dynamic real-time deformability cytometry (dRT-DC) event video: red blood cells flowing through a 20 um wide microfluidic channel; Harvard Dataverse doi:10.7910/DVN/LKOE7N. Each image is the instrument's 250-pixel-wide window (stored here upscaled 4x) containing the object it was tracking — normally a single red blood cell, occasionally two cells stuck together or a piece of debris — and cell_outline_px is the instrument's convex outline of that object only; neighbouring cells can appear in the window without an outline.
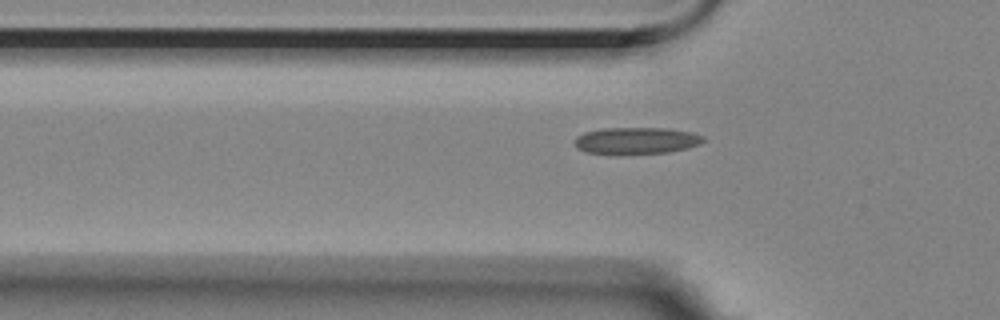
{"species": "Egyptian fruit bat (a non-hibernating species)", "species_latin": "Rousettus aegyptiacus", "temperature_condition": "room temperature", "stored_images_in_passage": 14, "camera_frame_rate_fps": 3000, "um_per_image_px": 0.085, "animal": {"sex": "female"}, "frame": {"image": 1, "passage_image": 4, "time_ms": 1.0, "image_size_px": [1000, 320], "cell_outline_px": [[704, 140], [700, 144], [688, 148], [668, 152], [588, 152], [576, 148], [576, 136], [584, 132], [600, 128], [668, 128], [692, 132], [704, 136]], "centroid_in_image_um": [54.13, 11.91], "position_along_channel_um": 71.7, "area_um2": 19.48}}
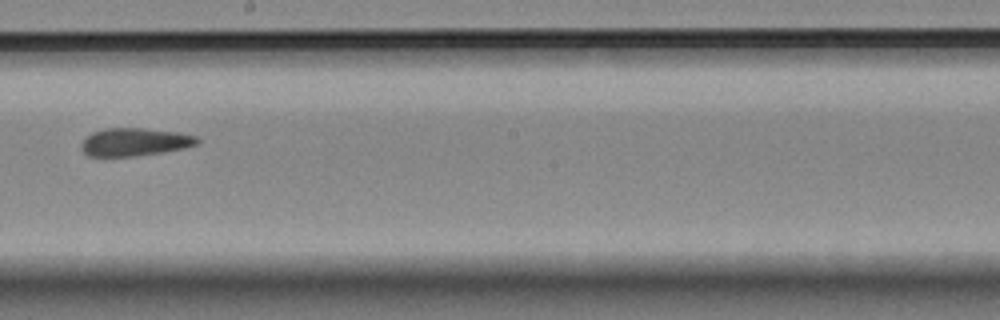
{"frame": {"image": 2, "passage_image": 8, "time_ms": 2.333, "image_size_px": [1000, 320], "cell_outline_px": [[200, 144], [184, 148], [160, 152], [132, 156], [88, 156], [80, 148], [80, 144], [92, 132], [104, 128], [144, 128], [180, 132], [196, 136], [200, 140]], "centroid_in_image_um": [11.47, 12.06], "position_along_channel_um": 236.7, "area_um2": 18.9}}
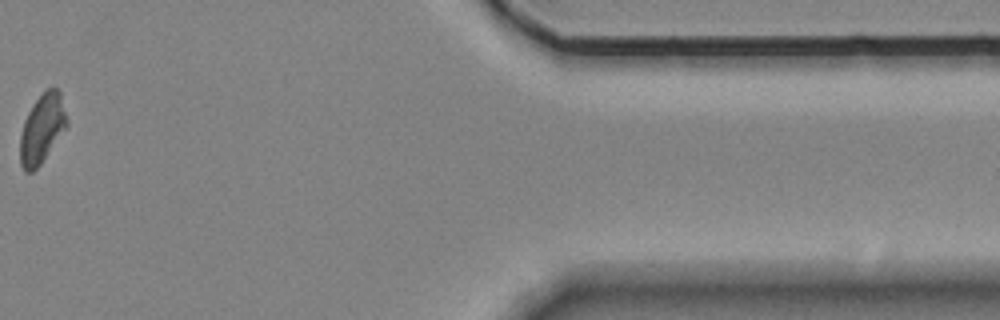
{"frame": {"image": 3, "passage_image": 13, "time_ms": 4.0, "image_size_px": [1000, 320], "cell_outline_px": [[68, 128], [40, 164], [32, 172], [24, 172], [20, 164], [20, 136], [24, 120], [32, 104], [48, 88], [56, 88], [60, 92], [68, 120]], "centroid_in_image_um": [3.59, 10.96], "position_along_channel_um": 407.8, "area_um2": 18.96}}